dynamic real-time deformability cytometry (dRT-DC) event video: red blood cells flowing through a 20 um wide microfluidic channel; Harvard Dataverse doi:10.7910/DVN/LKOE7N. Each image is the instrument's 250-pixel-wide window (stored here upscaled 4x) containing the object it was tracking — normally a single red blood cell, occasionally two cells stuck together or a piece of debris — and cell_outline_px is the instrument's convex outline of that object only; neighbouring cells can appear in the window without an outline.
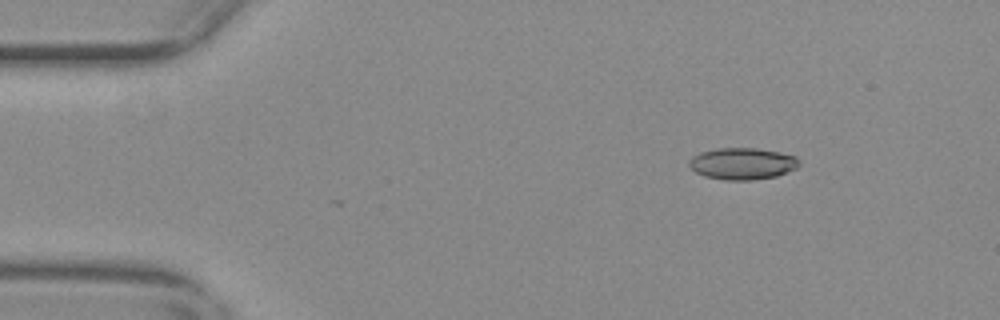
{"species": "common noctule bat (a hibernating species)", "species_latin": "Nyctalus noctula", "temperature_condition": "warm", "stored_images_in_passage": 49, "camera_frame_rate_fps": 3000, "um_per_image_px": 0.085, "animal": {"sex": "female", "body_mass_g": 29.2, "forearm_length_mm": 56.3}, "frame": {"image": 1, "passage_image": 1, "time_ms": 0.0, "image_size_px": [1000, 320], "cell_outline_px": [[800, 164], [796, 168], [776, 176], [752, 180], [724, 180], [704, 176], [696, 172], [688, 164], [688, 160], [692, 156], [700, 152], [716, 148], [756, 148], [796, 156]], "centroid_in_image_um": [63.07, 13.91], "position_along_channel_um": 21.9, "area_um2": 20.29}}
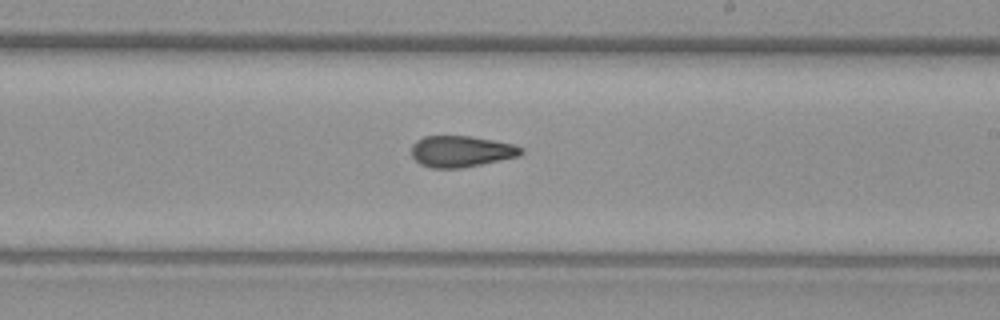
{"frame": {"image": 2, "passage_image": 26, "time_ms": 8.333, "image_size_px": [1000, 320], "cell_outline_px": [[524, 152], [520, 156], [460, 168], [432, 168], [420, 164], [412, 156], [412, 144], [416, 140], [424, 136], [472, 136], [512, 144], [524, 148]], "centroid_in_image_um": [39.2, 12.86], "position_along_channel_um": 249.8, "area_um2": 19.94}}
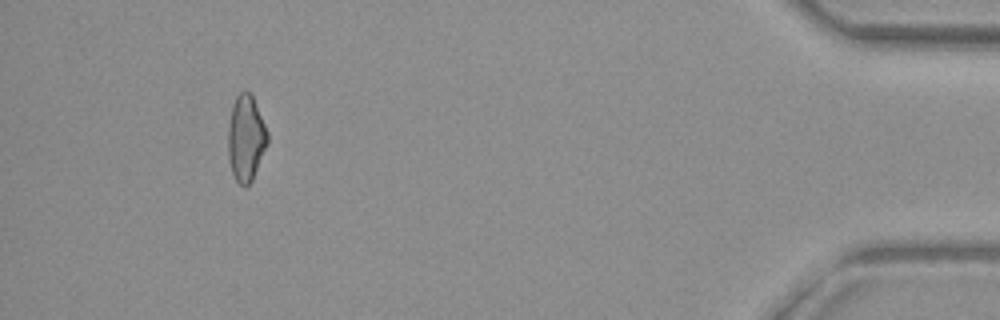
{"frame": {"image": 3, "passage_image": 45, "time_ms": 14.667, "image_size_px": [1000, 320], "cell_outline_px": [[268, 140], [252, 180], [244, 188], [236, 180], [232, 172], [228, 160], [228, 128], [232, 104], [236, 96], [240, 92], [248, 92], [252, 96], [268, 132]], "centroid_in_image_um": [20.88, 11.75], "position_along_channel_um": 414.3, "area_um2": 19.48}, "authors_computed_cell_mechanics": {"area_um2": 20.1722, "velocity_mm_per_s": 3.7115, "shape_relaxation_time_tau1_ms": null, "shape_relaxation_time_tau2_ms": 3.1203, "deformation_change_tau1": null, "deformation_change_tau2": 0.1033}}